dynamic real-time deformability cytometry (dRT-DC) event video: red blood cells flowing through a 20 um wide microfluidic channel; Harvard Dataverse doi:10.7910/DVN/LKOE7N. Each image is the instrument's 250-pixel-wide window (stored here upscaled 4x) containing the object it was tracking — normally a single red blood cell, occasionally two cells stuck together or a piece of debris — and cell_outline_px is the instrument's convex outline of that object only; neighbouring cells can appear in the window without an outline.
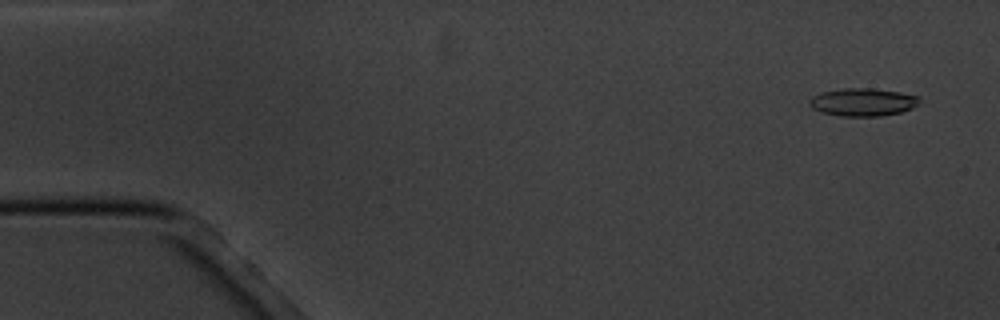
{"species": "common noctule bat (a hibernating species)", "species_latin": "Nyctalus noctula", "temperature_condition": "cold", "stored_images_in_passage": 7, "camera_frame_rate_fps": 3000, "um_per_image_px": 0.085, "animal": {"sex": "male", "body_mass_g": 20.1, "forearm_length_mm": 53.5}, "frame": {"image": 1, "passage_image": 1, "time_ms": 0.0, "image_size_px": [1000, 320], "cell_outline_px": [[920, 96], [916, 104], [912, 108], [900, 112], [880, 116], [840, 116], [824, 112], [812, 108], [808, 104], [808, 100], [812, 96], [820, 92], [844, 88], [872, 88], [900, 92]], "centroid_in_image_um": [73.3, 8.67], "position_along_channel_um": 11.7, "area_um2": 17.8}}
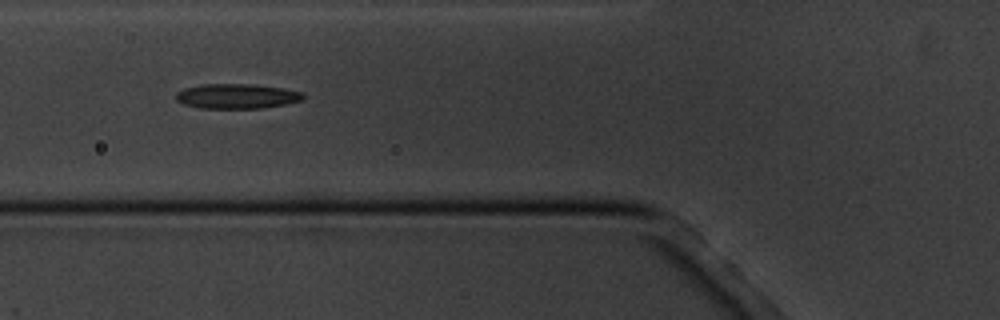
{"frame": {"image": 2, "passage_image": 6, "time_ms": 6.0, "image_size_px": [1000, 320], "cell_outline_px": [[304, 100], [264, 108], [200, 108], [184, 104], [176, 100], [176, 92], [184, 88], [200, 84], [252, 84], [284, 88], [304, 92]], "centroid_in_image_um": [20.14, 8.17], "position_along_channel_um": 105.7, "area_um2": 18.55}}
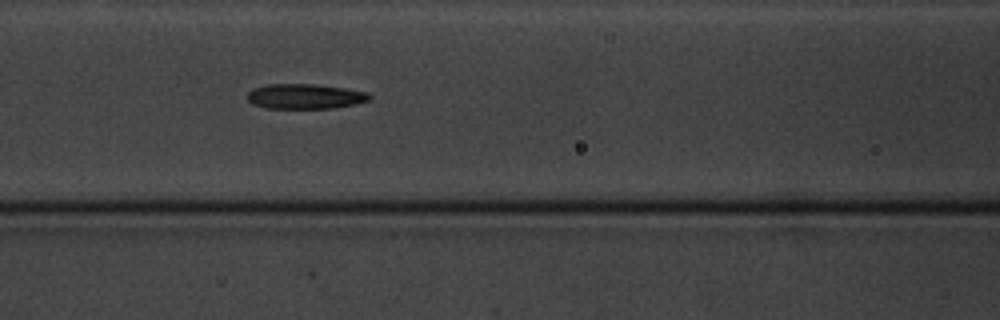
{"frame": {"image": 3, "passage_image": 7, "time_ms": 7.0, "image_size_px": [1000, 320], "cell_outline_px": [[372, 96], [368, 100], [356, 104], [332, 108], [264, 108], [252, 104], [244, 96], [252, 88], [268, 84], [312, 84], [344, 88], [368, 92]], "centroid_in_image_um": [25.87, 8.19], "position_along_channel_um": 140.7, "area_um2": 17.92}}